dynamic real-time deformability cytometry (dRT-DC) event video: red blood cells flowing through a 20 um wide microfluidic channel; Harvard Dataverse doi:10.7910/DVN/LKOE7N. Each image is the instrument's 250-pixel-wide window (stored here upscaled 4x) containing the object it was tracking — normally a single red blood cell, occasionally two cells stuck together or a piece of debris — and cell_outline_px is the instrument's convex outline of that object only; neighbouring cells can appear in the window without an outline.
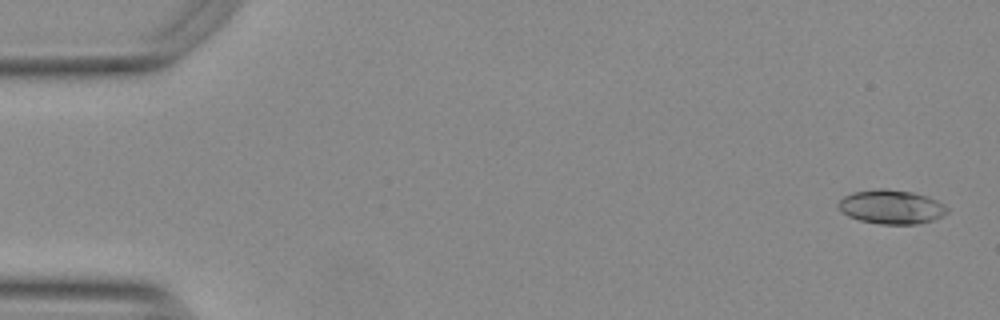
{"species": "Egyptian fruit bat (a non-hibernating species)", "species_latin": "Rousettus aegyptiacus", "temperature_condition": "warm", "stored_images_in_passage": 55, "segment_of_instrument_passage": [1, 2], "camera_frame_rate_fps": 3000, "um_per_image_px": 0.085, "animal": {"sex": "female"}, "frame": {"image": 1, "passage_image": 2, "time_ms": 0.333, "image_size_px": [1000, 320], "cell_outline_px": [[948, 212], [932, 220], [916, 224], [880, 224], [860, 220], [848, 216], [836, 204], [844, 196], [852, 192], [876, 188], [884, 188], [912, 192], [928, 196], [936, 200], [948, 208]], "centroid_in_image_um": [75.74, 17.57], "position_along_channel_um": 9.3, "area_um2": 21.5}}
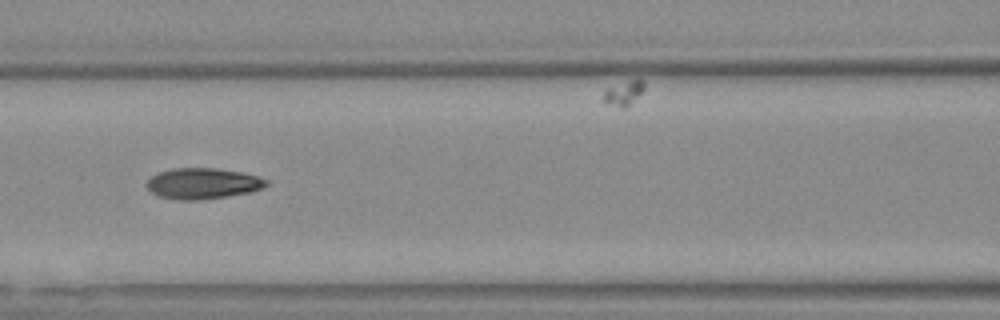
{"frame": {"image": 2, "passage_image": 24, "time_ms": 7.667, "image_size_px": [1000, 320], "cell_outline_px": [[268, 184], [264, 188], [248, 192], [228, 196], [200, 200], [180, 200], [160, 196], [152, 192], [144, 184], [152, 176], [160, 172], [172, 168], [216, 168], [244, 172], [268, 180]], "centroid_in_image_um": [17.25, 15.59], "position_along_channel_um": 149.3, "area_um2": 21.5}}
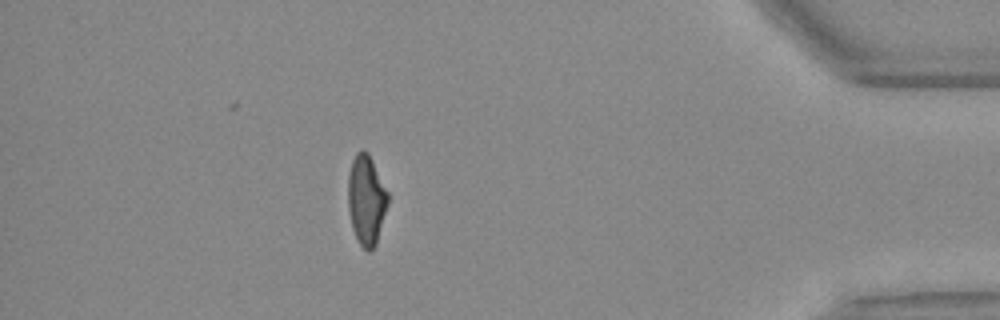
{"frame": {"image": 3, "passage_image": 48, "time_ms": 15.667, "image_size_px": [1000, 320], "cell_outline_px": [[388, 204], [376, 244], [368, 252], [360, 244], [352, 228], [348, 208], [348, 176], [352, 160], [356, 152], [368, 152], [388, 192]], "centroid_in_image_um": [31.13, 16.99], "position_along_channel_um": 404.1, "area_um2": 20.63}}